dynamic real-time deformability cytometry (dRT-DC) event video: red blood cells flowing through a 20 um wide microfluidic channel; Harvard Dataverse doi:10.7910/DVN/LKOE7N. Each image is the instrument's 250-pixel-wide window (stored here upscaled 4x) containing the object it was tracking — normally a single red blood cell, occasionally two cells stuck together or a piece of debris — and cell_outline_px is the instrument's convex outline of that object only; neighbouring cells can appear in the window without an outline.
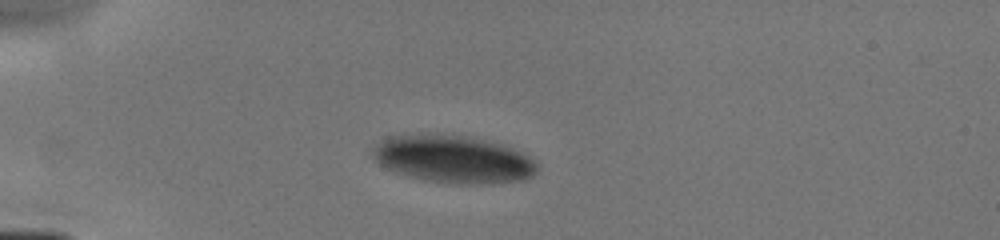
{"species": "human", "species_latin": "Homo sapiens", "temperature_condition": "cold", "stored_images_in_passage": 4, "camera_frame_rate_fps": 3000, "um_per_image_px": 0.085, "donor": {"sex": "male"}, "frame": {"image": 1, "passage_image": 1, "time_ms": 0.0, "image_size_px": [1000, 240], "cell_outline_px": [[536, 172], [532, 176], [524, 180], [460, 184], [456, 184], [424, 180], [396, 172], [380, 164], [372, 156], [372, 148], [376, 144], [388, 136], [420, 132], [460, 136], [500, 144], [520, 152], [528, 156], [536, 164]], "centroid_in_image_um": [38.44, 13.51], "position_along_channel_um": 46.6, "area_um2": 45.08}}
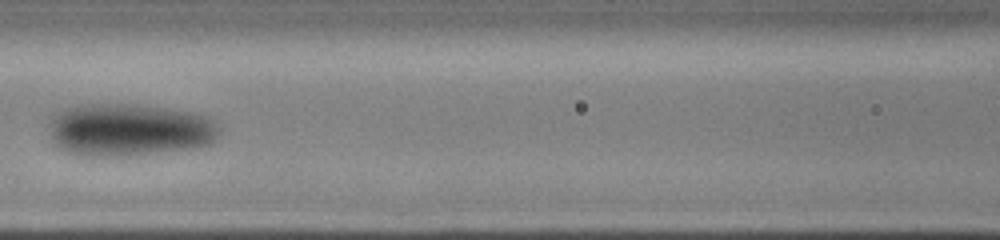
{"frame": {"image": 2, "passage_image": 4, "time_ms": 3.333, "image_size_px": [1000, 240], "cell_outline_px": [[220, 132], [208, 144], [192, 148], [116, 156], [92, 156], [68, 152], [60, 148], [52, 140], [48, 124], [52, 116], [56, 112], [64, 108], [84, 104], [140, 104], [188, 112], [208, 116], [216, 120], [220, 124]], "centroid_in_image_um": [10.96, 11.01], "position_along_channel_um": 155.6, "area_um2": 52.08}}